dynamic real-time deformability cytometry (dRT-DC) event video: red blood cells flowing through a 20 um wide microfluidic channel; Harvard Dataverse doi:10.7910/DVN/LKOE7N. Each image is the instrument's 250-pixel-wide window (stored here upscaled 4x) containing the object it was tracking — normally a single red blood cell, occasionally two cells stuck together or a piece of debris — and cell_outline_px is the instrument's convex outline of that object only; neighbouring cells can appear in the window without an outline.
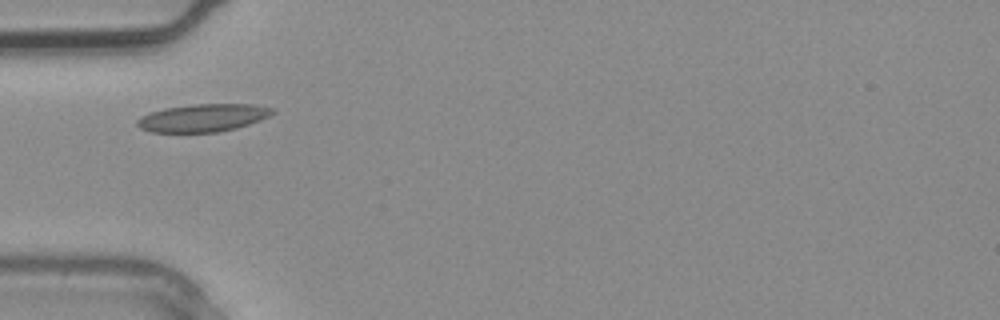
{"species": "common noctule bat (a hibernating species)", "species_latin": "Nyctalus noctula", "temperature_condition": "warm", "stored_images_in_passage": 2, "camera_frame_rate_fps": 3000, "um_per_image_px": 0.085, "animal": {"sex": "male", "body_mass_g": 20.4}, "frame": {"image": 1, "passage_image": 2, "time_ms": 0.333, "image_size_px": [1000, 320], "cell_outline_px": [[276, 112], [260, 120], [236, 128], [220, 132], [152, 132], [140, 128], [136, 124], [136, 120], [140, 116], [148, 112], [164, 108], [192, 104], [252, 104], [272, 108]], "centroid_in_image_um": [17.21, 10.01], "position_along_channel_um": 67.8, "area_um2": 21.96}}